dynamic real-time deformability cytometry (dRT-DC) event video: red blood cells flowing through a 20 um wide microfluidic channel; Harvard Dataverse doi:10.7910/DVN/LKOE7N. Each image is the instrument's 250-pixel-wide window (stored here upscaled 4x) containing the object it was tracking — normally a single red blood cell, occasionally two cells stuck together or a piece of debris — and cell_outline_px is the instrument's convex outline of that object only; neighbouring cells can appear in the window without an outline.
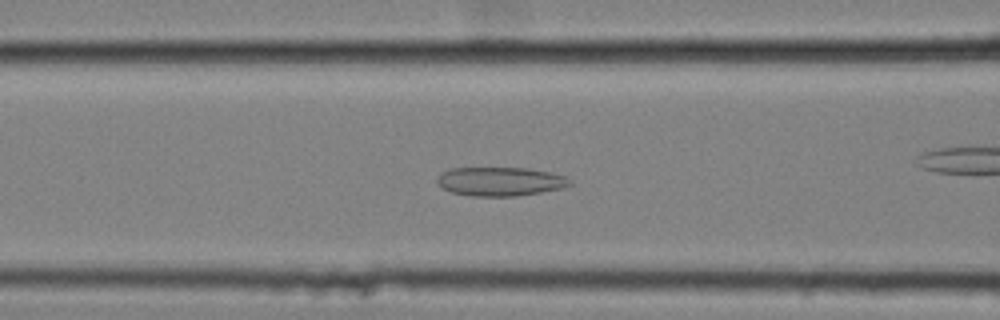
{"species": "common noctule bat (a hibernating species)", "species_latin": "Nyctalus noctula", "temperature_condition": "cold", "stored_images_in_passage": 37, "camera_frame_rate_fps": 3000, "um_per_image_px": 0.085, "animal": {"sex": "female", "body_mass_g": 25.1}, "frame": {"image": 1, "passage_image": 6, "time_ms": 1.667, "image_size_px": [1000, 320], "cell_outline_px": [[572, 184], [560, 188], [540, 192], [516, 196], [472, 196], [452, 192], [436, 184], [436, 180], [440, 172], [448, 168], [528, 168], [548, 172], [564, 176], [572, 180]], "centroid_in_image_um": [42.47, 15.42], "position_along_channel_um": 124.1, "area_um2": 22.31}}
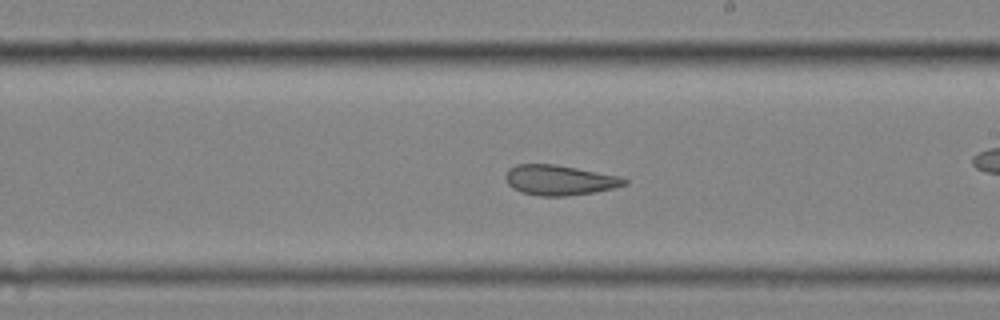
{"frame": {"image": 2, "passage_image": 16, "time_ms": 5.0, "image_size_px": [1000, 320], "cell_outline_px": [[628, 184], [612, 188], [592, 192], [568, 196], [540, 196], [520, 192], [512, 188], [508, 184], [504, 176], [508, 168], [516, 164], [556, 164], [620, 176], [628, 180]], "centroid_in_image_um": [47.52, 15.3], "position_along_channel_um": 241.5, "area_um2": 20.98}, "authors_computed_cell_mechanics": {"area_um2": 21.8484, "velocity_mm_per_s": 3.5251, "shape_relaxation_time_tau1_ms": null, "shape_relaxation_time_tau2_ms": 2.436, "deformation_change_tau1": null, "deformation_change_tau2": 0.098}}